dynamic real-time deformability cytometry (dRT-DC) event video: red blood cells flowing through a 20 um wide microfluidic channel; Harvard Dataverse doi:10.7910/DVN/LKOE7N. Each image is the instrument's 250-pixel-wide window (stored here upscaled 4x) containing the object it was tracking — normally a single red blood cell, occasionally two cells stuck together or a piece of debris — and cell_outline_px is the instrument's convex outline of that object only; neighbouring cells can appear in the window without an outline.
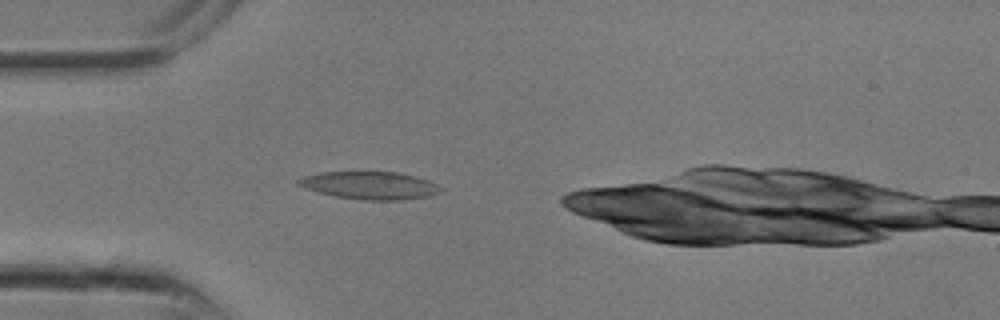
{"species": "common noctule bat (a hibernating species)", "species_latin": "Nyctalus noctula", "temperature_condition": "room temperature", "stored_images_in_passage": 5, "camera_frame_rate_fps": 3000, "um_per_image_px": 0.085, "animal": {"sex": "male", "body_mass_g": 13.3}, "frame": {"image": 1, "passage_image": 3, "time_ms": 0.667, "image_size_px": [1000, 320], "cell_outline_px": [[444, 188], [440, 192], [432, 196], [400, 200], [364, 200], [336, 196], [304, 188], [296, 184], [296, 180], [304, 176], [320, 172], [396, 172], [416, 176], [428, 180]], "centroid_in_image_um": [31.46, 15.76], "position_along_channel_um": 53.5, "area_um2": 23.0}}
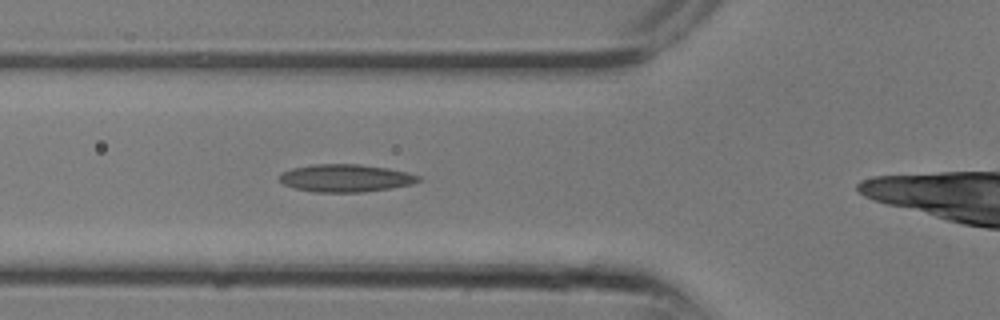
{"frame": {"image": 2, "passage_image": 5, "time_ms": 1.333, "image_size_px": [1000, 320], "cell_outline_px": [[420, 180], [412, 184], [364, 192], [312, 192], [296, 188], [284, 184], [280, 180], [280, 172], [292, 168], [312, 164], [360, 164], [388, 168], [420, 176]], "centroid_in_image_um": [29.34, 15.13], "position_along_channel_um": 96.5, "area_um2": 22.25}}